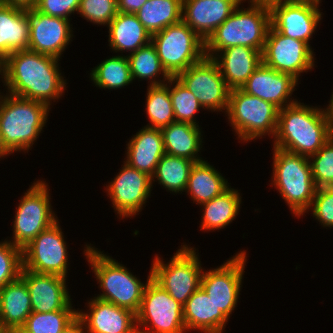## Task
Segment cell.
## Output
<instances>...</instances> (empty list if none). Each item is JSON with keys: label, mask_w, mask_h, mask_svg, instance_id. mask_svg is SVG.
I'll use <instances>...</instances> for the list:
<instances>
[{"label": "cell", "mask_w": 333, "mask_h": 333, "mask_svg": "<svg viewBox=\"0 0 333 333\" xmlns=\"http://www.w3.org/2000/svg\"><path fill=\"white\" fill-rule=\"evenodd\" d=\"M47 187L44 181L34 182L21 198L13 221V245L22 249L57 221Z\"/></svg>", "instance_id": "8fae6325"}, {"label": "cell", "mask_w": 333, "mask_h": 333, "mask_svg": "<svg viewBox=\"0 0 333 333\" xmlns=\"http://www.w3.org/2000/svg\"><path fill=\"white\" fill-rule=\"evenodd\" d=\"M0 333H9V331L0 326Z\"/></svg>", "instance_id": "f5cc1de1"}, {"label": "cell", "mask_w": 333, "mask_h": 333, "mask_svg": "<svg viewBox=\"0 0 333 333\" xmlns=\"http://www.w3.org/2000/svg\"><path fill=\"white\" fill-rule=\"evenodd\" d=\"M246 258L240 251L220 267L202 272L200 287L228 318L237 305Z\"/></svg>", "instance_id": "9a60e30c"}, {"label": "cell", "mask_w": 333, "mask_h": 333, "mask_svg": "<svg viewBox=\"0 0 333 333\" xmlns=\"http://www.w3.org/2000/svg\"><path fill=\"white\" fill-rule=\"evenodd\" d=\"M84 322L77 316L61 333H86Z\"/></svg>", "instance_id": "f6af8a7d"}, {"label": "cell", "mask_w": 333, "mask_h": 333, "mask_svg": "<svg viewBox=\"0 0 333 333\" xmlns=\"http://www.w3.org/2000/svg\"><path fill=\"white\" fill-rule=\"evenodd\" d=\"M151 42L171 77H176L205 57V42L183 20L152 34Z\"/></svg>", "instance_id": "ba28073f"}, {"label": "cell", "mask_w": 333, "mask_h": 333, "mask_svg": "<svg viewBox=\"0 0 333 333\" xmlns=\"http://www.w3.org/2000/svg\"><path fill=\"white\" fill-rule=\"evenodd\" d=\"M241 196L237 190L229 187L221 195L201 204L204 214L201 230H219L230 224L239 212Z\"/></svg>", "instance_id": "4dcf8cb0"}, {"label": "cell", "mask_w": 333, "mask_h": 333, "mask_svg": "<svg viewBox=\"0 0 333 333\" xmlns=\"http://www.w3.org/2000/svg\"><path fill=\"white\" fill-rule=\"evenodd\" d=\"M127 146V159L124 162L152 177L159 160L165 154L161 129L144 126Z\"/></svg>", "instance_id": "cb8c5ba5"}, {"label": "cell", "mask_w": 333, "mask_h": 333, "mask_svg": "<svg viewBox=\"0 0 333 333\" xmlns=\"http://www.w3.org/2000/svg\"><path fill=\"white\" fill-rule=\"evenodd\" d=\"M23 269L22 249L11 241L0 243V289L16 281Z\"/></svg>", "instance_id": "f35d334b"}, {"label": "cell", "mask_w": 333, "mask_h": 333, "mask_svg": "<svg viewBox=\"0 0 333 333\" xmlns=\"http://www.w3.org/2000/svg\"><path fill=\"white\" fill-rule=\"evenodd\" d=\"M326 115H327V119L330 123V127L333 133V94L330 100V104L328 105V107L325 110Z\"/></svg>", "instance_id": "7dc6e473"}, {"label": "cell", "mask_w": 333, "mask_h": 333, "mask_svg": "<svg viewBox=\"0 0 333 333\" xmlns=\"http://www.w3.org/2000/svg\"><path fill=\"white\" fill-rule=\"evenodd\" d=\"M0 75L4 78V59L0 56Z\"/></svg>", "instance_id": "681fc988"}, {"label": "cell", "mask_w": 333, "mask_h": 333, "mask_svg": "<svg viewBox=\"0 0 333 333\" xmlns=\"http://www.w3.org/2000/svg\"><path fill=\"white\" fill-rule=\"evenodd\" d=\"M136 323L138 327L151 333L186 332L183 305L152 278L144 289L141 305L136 313Z\"/></svg>", "instance_id": "30bf717a"}, {"label": "cell", "mask_w": 333, "mask_h": 333, "mask_svg": "<svg viewBox=\"0 0 333 333\" xmlns=\"http://www.w3.org/2000/svg\"><path fill=\"white\" fill-rule=\"evenodd\" d=\"M268 6L273 29L284 36L309 44V39L322 17L319 4L279 0L269 3Z\"/></svg>", "instance_id": "2e32d148"}, {"label": "cell", "mask_w": 333, "mask_h": 333, "mask_svg": "<svg viewBox=\"0 0 333 333\" xmlns=\"http://www.w3.org/2000/svg\"><path fill=\"white\" fill-rule=\"evenodd\" d=\"M127 57L133 80L136 78L152 80L150 85L153 86L165 84V81L167 82L171 78L163 68L157 50L152 42L128 54ZM160 73L163 75V81L156 80V76L160 75Z\"/></svg>", "instance_id": "836d02e7"}, {"label": "cell", "mask_w": 333, "mask_h": 333, "mask_svg": "<svg viewBox=\"0 0 333 333\" xmlns=\"http://www.w3.org/2000/svg\"><path fill=\"white\" fill-rule=\"evenodd\" d=\"M90 74L95 85L103 89H119L133 81L128 57L121 55L101 62Z\"/></svg>", "instance_id": "e575fe53"}, {"label": "cell", "mask_w": 333, "mask_h": 333, "mask_svg": "<svg viewBox=\"0 0 333 333\" xmlns=\"http://www.w3.org/2000/svg\"><path fill=\"white\" fill-rule=\"evenodd\" d=\"M146 99V113L151 125L146 127L163 128L175 122L169 85H149Z\"/></svg>", "instance_id": "d590c367"}, {"label": "cell", "mask_w": 333, "mask_h": 333, "mask_svg": "<svg viewBox=\"0 0 333 333\" xmlns=\"http://www.w3.org/2000/svg\"><path fill=\"white\" fill-rule=\"evenodd\" d=\"M311 208L321 225L333 227V186L317 188Z\"/></svg>", "instance_id": "b9f144b4"}, {"label": "cell", "mask_w": 333, "mask_h": 333, "mask_svg": "<svg viewBox=\"0 0 333 333\" xmlns=\"http://www.w3.org/2000/svg\"><path fill=\"white\" fill-rule=\"evenodd\" d=\"M262 63L299 80V74L313 69L314 56L309 44L284 36L270 26L262 51Z\"/></svg>", "instance_id": "5bb4252c"}, {"label": "cell", "mask_w": 333, "mask_h": 333, "mask_svg": "<svg viewBox=\"0 0 333 333\" xmlns=\"http://www.w3.org/2000/svg\"><path fill=\"white\" fill-rule=\"evenodd\" d=\"M135 15L152 35L182 20V0H148Z\"/></svg>", "instance_id": "1f68e13d"}, {"label": "cell", "mask_w": 333, "mask_h": 333, "mask_svg": "<svg viewBox=\"0 0 333 333\" xmlns=\"http://www.w3.org/2000/svg\"><path fill=\"white\" fill-rule=\"evenodd\" d=\"M32 313L26 283L18 278L0 289V326L8 331L20 329Z\"/></svg>", "instance_id": "4316f807"}, {"label": "cell", "mask_w": 333, "mask_h": 333, "mask_svg": "<svg viewBox=\"0 0 333 333\" xmlns=\"http://www.w3.org/2000/svg\"><path fill=\"white\" fill-rule=\"evenodd\" d=\"M25 13L30 27L28 49L60 58L73 37L70 20L52 17L35 7L25 9Z\"/></svg>", "instance_id": "ac0fdd59"}, {"label": "cell", "mask_w": 333, "mask_h": 333, "mask_svg": "<svg viewBox=\"0 0 333 333\" xmlns=\"http://www.w3.org/2000/svg\"><path fill=\"white\" fill-rule=\"evenodd\" d=\"M297 82L292 75L280 73L261 63L240 89L282 109L298 102L289 100Z\"/></svg>", "instance_id": "ffe728a7"}, {"label": "cell", "mask_w": 333, "mask_h": 333, "mask_svg": "<svg viewBox=\"0 0 333 333\" xmlns=\"http://www.w3.org/2000/svg\"><path fill=\"white\" fill-rule=\"evenodd\" d=\"M285 2H302V3H314L319 4L321 0H283Z\"/></svg>", "instance_id": "c3c4849f"}, {"label": "cell", "mask_w": 333, "mask_h": 333, "mask_svg": "<svg viewBox=\"0 0 333 333\" xmlns=\"http://www.w3.org/2000/svg\"><path fill=\"white\" fill-rule=\"evenodd\" d=\"M152 183V177L124 162L119 174L106 189L120 218H132L142 209L150 196Z\"/></svg>", "instance_id": "e0dca14e"}, {"label": "cell", "mask_w": 333, "mask_h": 333, "mask_svg": "<svg viewBox=\"0 0 333 333\" xmlns=\"http://www.w3.org/2000/svg\"><path fill=\"white\" fill-rule=\"evenodd\" d=\"M30 27L25 9L0 3V56L29 47Z\"/></svg>", "instance_id": "484cf974"}, {"label": "cell", "mask_w": 333, "mask_h": 333, "mask_svg": "<svg viewBox=\"0 0 333 333\" xmlns=\"http://www.w3.org/2000/svg\"><path fill=\"white\" fill-rule=\"evenodd\" d=\"M78 13L94 24L108 25L118 14L117 0H80Z\"/></svg>", "instance_id": "60d3db41"}, {"label": "cell", "mask_w": 333, "mask_h": 333, "mask_svg": "<svg viewBox=\"0 0 333 333\" xmlns=\"http://www.w3.org/2000/svg\"><path fill=\"white\" fill-rule=\"evenodd\" d=\"M9 333H23L20 329L9 331Z\"/></svg>", "instance_id": "db71d44e"}, {"label": "cell", "mask_w": 333, "mask_h": 333, "mask_svg": "<svg viewBox=\"0 0 333 333\" xmlns=\"http://www.w3.org/2000/svg\"><path fill=\"white\" fill-rule=\"evenodd\" d=\"M229 188L228 181L205 160L192 166L185 191L196 204H203Z\"/></svg>", "instance_id": "f546056e"}, {"label": "cell", "mask_w": 333, "mask_h": 333, "mask_svg": "<svg viewBox=\"0 0 333 333\" xmlns=\"http://www.w3.org/2000/svg\"><path fill=\"white\" fill-rule=\"evenodd\" d=\"M58 220L22 248L23 268L67 277L68 252Z\"/></svg>", "instance_id": "4fadbf2b"}, {"label": "cell", "mask_w": 333, "mask_h": 333, "mask_svg": "<svg viewBox=\"0 0 333 333\" xmlns=\"http://www.w3.org/2000/svg\"><path fill=\"white\" fill-rule=\"evenodd\" d=\"M8 154L4 151V149L2 148L1 144H0V157H5Z\"/></svg>", "instance_id": "816d5d0a"}, {"label": "cell", "mask_w": 333, "mask_h": 333, "mask_svg": "<svg viewBox=\"0 0 333 333\" xmlns=\"http://www.w3.org/2000/svg\"><path fill=\"white\" fill-rule=\"evenodd\" d=\"M200 260L194 248L183 245L168 264L155 256L152 264V279L178 303L184 305L200 287L202 272Z\"/></svg>", "instance_id": "9c48e42d"}, {"label": "cell", "mask_w": 333, "mask_h": 333, "mask_svg": "<svg viewBox=\"0 0 333 333\" xmlns=\"http://www.w3.org/2000/svg\"><path fill=\"white\" fill-rule=\"evenodd\" d=\"M38 0H1V3L20 7L23 9L34 8Z\"/></svg>", "instance_id": "bcb514c9"}, {"label": "cell", "mask_w": 333, "mask_h": 333, "mask_svg": "<svg viewBox=\"0 0 333 333\" xmlns=\"http://www.w3.org/2000/svg\"><path fill=\"white\" fill-rule=\"evenodd\" d=\"M130 333H151V332H148L146 330H143L142 328L140 329V327H136L134 328Z\"/></svg>", "instance_id": "f907efd6"}, {"label": "cell", "mask_w": 333, "mask_h": 333, "mask_svg": "<svg viewBox=\"0 0 333 333\" xmlns=\"http://www.w3.org/2000/svg\"><path fill=\"white\" fill-rule=\"evenodd\" d=\"M78 310L32 312L20 328L23 333H61L76 317Z\"/></svg>", "instance_id": "8d00e7d4"}, {"label": "cell", "mask_w": 333, "mask_h": 333, "mask_svg": "<svg viewBox=\"0 0 333 333\" xmlns=\"http://www.w3.org/2000/svg\"><path fill=\"white\" fill-rule=\"evenodd\" d=\"M226 114L241 141L259 139L267 133L276 134L279 108L240 88L230 90Z\"/></svg>", "instance_id": "52a82bcc"}, {"label": "cell", "mask_w": 333, "mask_h": 333, "mask_svg": "<svg viewBox=\"0 0 333 333\" xmlns=\"http://www.w3.org/2000/svg\"><path fill=\"white\" fill-rule=\"evenodd\" d=\"M183 319L187 331L193 329L204 333H223L229 318L199 287L183 305Z\"/></svg>", "instance_id": "d4e9b609"}, {"label": "cell", "mask_w": 333, "mask_h": 333, "mask_svg": "<svg viewBox=\"0 0 333 333\" xmlns=\"http://www.w3.org/2000/svg\"><path fill=\"white\" fill-rule=\"evenodd\" d=\"M176 77L192 92L202 108L227 112L231 89L214 59L205 56Z\"/></svg>", "instance_id": "7c38bea8"}, {"label": "cell", "mask_w": 333, "mask_h": 333, "mask_svg": "<svg viewBox=\"0 0 333 333\" xmlns=\"http://www.w3.org/2000/svg\"><path fill=\"white\" fill-rule=\"evenodd\" d=\"M250 3V7L245 10L238 5L209 36L205 41L206 57L213 58L221 50L233 46H245L262 53L271 26L270 9L266 3Z\"/></svg>", "instance_id": "277c9868"}, {"label": "cell", "mask_w": 333, "mask_h": 333, "mask_svg": "<svg viewBox=\"0 0 333 333\" xmlns=\"http://www.w3.org/2000/svg\"><path fill=\"white\" fill-rule=\"evenodd\" d=\"M148 0H117L118 12L135 14Z\"/></svg>", "instance_id": "ee69618b"}, {"label": "cell", "mask_w": 333, "mask_h": 333, "mask_svg": "<svg viewBox=\"0 0 333 333\" xmlns=\"http://www.w3.org/2000/svg\"><path fill=\"white\" fill-rule=\"evenodd\" d=\"M332 137L325 109L300 102L279 109L274 148L310 157Z\"/></svg>", "instance_id": "7a4b0ae2"}, {"label": "cell", "mask_w": 333, "mask_h": 333, "mask_svg": "<svg viewBox=\"0 0 333 333\" xmlns=\"http://www.w3.org/2000/svg\"><path fill=\"white\" fill-rule=\"evenodd\" d=\"M80 0H38L35 8L52 17L70 19V14L78 12Z\"/></svg>", "instance_id": "7bdbcfd3"}, {"label": "cell", "mask_w": 333, "mask_h": 333, "mask_svg": "<svg viewBox=\"0 0 333 333\" xmlns=\"http://www.w3.org/2000/svg\"><path fill=\"white\" fill-rule=\"evenodd\" d=\"M0 100L2 148L8 155L14 151H28L45 126L50 107L9 93L0 95Z\"/></svg>", "instance_id": "3957f363"}, {"label": "cell", "mask_w": 333, "mask_h": 333, "mask_svg": "<svg viewBox=\"0 0 333 333\" xmlns=\"http://www.w3.org/2000/svg\"><path fill=\"white\" fill-rule=\"evenodd\" d=\"M243 0H182V20L205 42Z\"/></svg>", "instance_id": "44dd1931"}, {"label": "cell", "mask_w": 333, "mask_h": 333, "mask_svg": "<svg viewBox=\"0 0 333 333\" xmlns=\"http://www.w3.org/2000/svg\"><path fill=\"white\" fill-rule=\"evenodd\" d=\"M217 56L212 59L218 64L221 75L230 89L241 88L262 63V53L245 46L223 49Z\"/></svg>", "instance_id": "603a6c76"}, {"label": "cell", "mask_w": 333, "mask_h": 333, "mask_svg": "<svg viewBox=\"0 0 333 333\" xmlns=\"http://www.w3.org/2000/svg\"><path fill=\"white\" fill-rule=\"evenodd\" d=\"M169 83V94L175 115V122L190 123L199 126L195 120V113L202 105L177 77H171ZM175 83V85H174ZM173 84V88L171 85Z\"/></svg>", "instance_id": "74e56055"}, {"label": "cell", "mask_w": 333, "mask_h": 333, "mask_svg": "<svg viewBox=\"0 0 333 333\" xmlns=\"http://www.w3.org/2000/svg\"><path fill=\"white\" fill-rule=\"evenodd\" d=\"M84 252L99 282L98 284H100V289L102 288L103 291L96 298L137 313L144 289L147 282L152 278V271L149 273L146 284H143L124 265L122 266L115 259L94 247L86 245Z\"/></svg>", "instance_id": "5b68a950"}, {"label": "cell", "mask_w": 333, "mask_h": 333, "mask_svg": "<svg viewBox=\"0 0 333 333\" xmlns=\"http://www.w3.org/2000/svg\"><path fill=\"white\" fill-rule=\"evenodd\" d=\"M108 27L109 46L116 53L123 50L133 53L152 39L135 14L118 12Z\"/></svg>", "instance_id": "83f0119b"}, {"label": "cell", "mask_w": 333, "mask_h": 333, "mask_svg": "<svg viewBox=\"0 0 333 333\" xmlns=\"http://www.w3.org/2000/svg\"><path fill=\"white\" fill-rule=\"evenodd\" d=\"M194 163V161L184 157L164 154L157 164L152 181H155L153 180L155 177L165 189L175 193L184 192Z\"/></svg>", "instance_id": "d6a6232c"}, {"label": "cell", "mask_w": 333, "mask_h": 333, "mask_svg": "<svg viewBox=\"0 0 333 333\" xmlns=\"http://www.w3.org/2000/svg\"><path fill=\"white\" fill-rule=\"evenodd\" d=\"M88 304L89 312L78 311L87 333H130L136 324V313L96 297Z\"/></svg>", "instance_id": "7402d4cb"}, {"label": "cell", "mask_w": 333, "mask_h": 333, "mask_svg": "<svg viewBox=\"0 0 333 333\" xmlns=\"http://www.w3.org/2000/svg\"><path fill=\"white\" fill-rule=\"evenodd\" d=\"M312 158V159H311ZM312 177L317 188L333 186V137L309 157Z\"/></svg>", "instance_id": "ab89813d"}, {"label": "cell", "mask_w": 333, "mask_h": 333, "mask_svg": "<svg viewBox=\"0 0 333 333\" xmlns=\"http://www.w3.org/2000/svg\"><path fill=\"white\" fill-rule=\"evenodd\" d=\"M272 183L295 216L307 212L317 187L312 177L309 157L273 148Z\"/></svg>", "instance_id": "8992f818"}, {"label": "cell", "mask_w": 333, "mask_h": 333, "mask_svg": "<svg viewBox=\"0 0 333 333\" xmlns=\"http://www.w3.org/2000/svg\"><path fill=\"white\" fill-rule=\"evenodd\" d=\"M58 61L29 49L14 51L4 60L3 82L9 94L50 106L51 100L59 99L66 89Z\"/></svg>", "instance_id": "6da1fadb"}, {"label": "cell", "mask_w": 333, "mask_h": 333, "mask_svg": "<svg viewBox=\"0 0 333 333\" xmlns=\"http://www.w3.org/2000/svg\"><path fill=\"white\" fill-rule=\"evenodd\" d=\"M200 130L199 126L183 122H174L161 128L165 154L184 157L195 163L203 161L197 157L202 148Z\"/></svg>", "instance_id": "f1b7e54d"}, {"label": "cell", "mask_w": 333, "mask_h": 333, "mask_svg": "<svg viewBox=\"0 0 333 333\" xmlns=\"http://www.w3.org/2000/svg\"><path fill=\"white\" fill-rule=\"evenodd\" d=\"M20 278L26 283L32 312L49 313L72 309L66 278L56 274L36 273L22 269Z\"/></svg>", "instance_id": "d6986e66"}]
</instances>
